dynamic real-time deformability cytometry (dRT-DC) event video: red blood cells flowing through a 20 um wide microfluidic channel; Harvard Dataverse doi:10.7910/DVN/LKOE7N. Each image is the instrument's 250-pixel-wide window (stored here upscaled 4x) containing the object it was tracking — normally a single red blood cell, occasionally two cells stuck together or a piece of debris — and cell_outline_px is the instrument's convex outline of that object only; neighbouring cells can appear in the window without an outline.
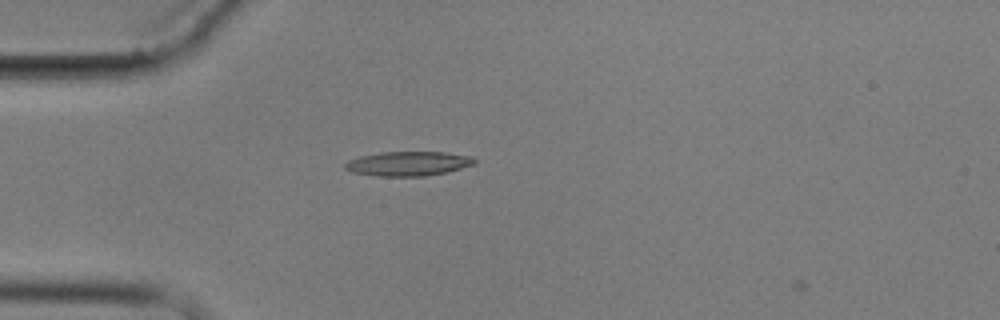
{"species": "common noctule bat (a hibernating species)", "species_latin": "Nyctalus noctula", "temperature_condition": "cold", "stored_images_in_passage": 4, "camera_frame_rate_fps": 3000, "um_per_image_px": 0.085, "animal": {"sex": "male", "body_mass_g": 17.9}, "frame": {"image": 1, "passage_image": 3, "time_ms": 3.333, "image_size_px": [1000, 320], "cell_outline_px": [[476, 164], [448, 172], [424, 176], [380, 176], [352, 172], [344, 168], [344, 164], [348, 160], [360, 156], [380, 152], [444, 152], [472, 156], [476, 160]], "centroid_in_image_um": [34.72, 13.9], "position_along_channel_um": 50.3, "area_um2": 18.5}}